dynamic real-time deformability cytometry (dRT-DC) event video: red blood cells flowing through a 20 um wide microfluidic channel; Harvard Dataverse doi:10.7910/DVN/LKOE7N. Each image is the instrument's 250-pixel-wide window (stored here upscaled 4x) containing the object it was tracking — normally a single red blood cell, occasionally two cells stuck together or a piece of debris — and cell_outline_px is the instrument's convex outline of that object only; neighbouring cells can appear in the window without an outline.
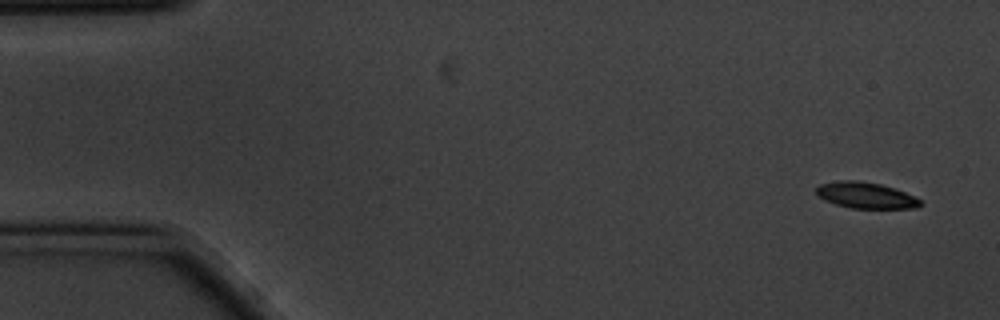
{"species": "common noctule bat (a hibernating species)", "species_latin": "Nyctalus noctula", "temperature_condition": "cold", "stored_images_in_passage": 56, "camera_frame_rate_fps": 3000, "um_per_image_px": 0.085, "animal": {"sex": "male", "body_mass_g": 20.1, "forearm_length_mm": 53.5}, "frame": {"image": 1, "passage_image": 1, "time_ms": 0.0, "image_size_px": [1000, 320], "cell_outline_px": [[924, 204], [916, 208], [852, 208], [836, 204], [824, 200], [816, 196], [816, 188], [820, 184], [840, 180], [856, 180], [880, 184], [904, 192], [920, 200]], "centroid_in_image_um": [73.55, 16.6], "position_along_channel_um": 11.4, "area_um2": 15.72}}
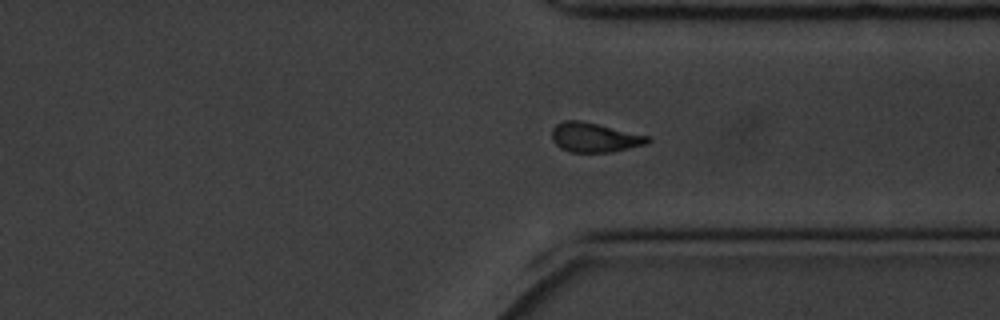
{"frame": {"image": 2, "passage_image": 41, "time_ms": 13.333, "image_size_px": [1000, 320], "cell_outline_px": [[652, 140], [648, 144], [608, 152], [568, 152], [560, 148], [552, 140], [552, 128], [556, 124], [564, 120], [580, 120], [648, 136]], "centroid_in_image_um": [50.5, 11.68], "position_along_channel_um": 360.9, "area_um2": 16.36}}
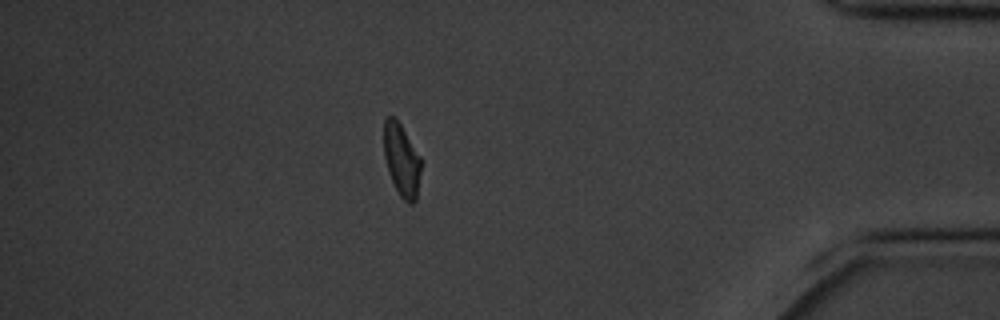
{"frame": {"image": 3, "passage_image": 48, "time_ms": 15.667, "image_size_px": [1000, 320], "cell_outline_px": [[420, 172], [416, 200], [412, 204], [408, 204], [400, 196], [388, 172], [384, 156], [384, 120], [388, 116], [392, 116], [400, 124], [420, 156]], "centroid_in_image_um": [34.12, 13.62], "position_along_channel_um": 401.1, "area_um2": 15.43}, "authors_computed_cell_mechanics": {"area_um2": 16.473, "velocity_mm_per_s": 3.4887, "shape_relaxation_time_tau1_ms": 3.9837, "shape_relaxation_time_tau2_ms": null, "deformation_change_tau1": 0.1223, "deformation_change_tau2": null}}